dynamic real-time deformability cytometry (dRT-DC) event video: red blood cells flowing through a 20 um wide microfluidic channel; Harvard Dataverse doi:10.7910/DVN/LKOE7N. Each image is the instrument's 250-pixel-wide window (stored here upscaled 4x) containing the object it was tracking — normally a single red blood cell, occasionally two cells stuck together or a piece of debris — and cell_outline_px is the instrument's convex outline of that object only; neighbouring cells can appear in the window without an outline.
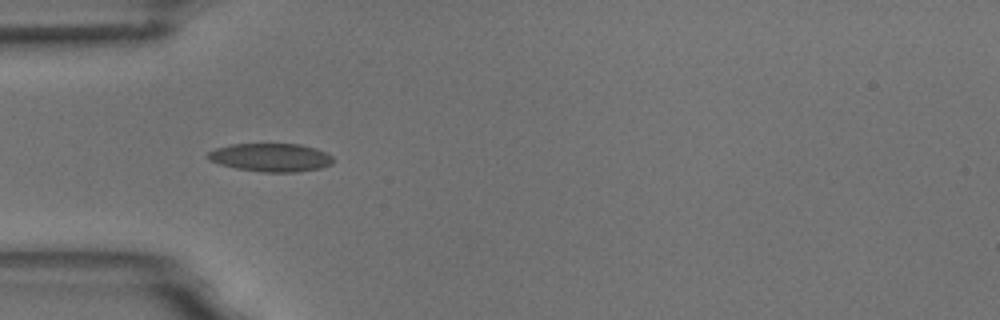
{"species": "common noctule bat (a hibernating species)", "species_latin": "Nyctalus noctula", "temperature_condition": "room temperature", "stored_images_in_passage": 5, "camera_frame_rate_fps": 3000, "um_per_image_px": 0.085, "animal": {"sex": "male", "body_mass_g": 18.8}, "frame": {"image": 1, "passage_image": 4, "time_ms": 3.667, "image_size_px": [1000, 320], "cell_outline_px": [[336, 160], [332, 164], [320, 168], [296, 172], [260, 172], [236, 168], [220, 164], [208, 160], [204, 156], [208, 152], [216, 148], [232, 144], [300, 144], [316, 148], [332, 156]], "centroid_in_image_um": [23.01, 13.38], "position_along_channel_um": 62.0, "area_um2": 20.81}}